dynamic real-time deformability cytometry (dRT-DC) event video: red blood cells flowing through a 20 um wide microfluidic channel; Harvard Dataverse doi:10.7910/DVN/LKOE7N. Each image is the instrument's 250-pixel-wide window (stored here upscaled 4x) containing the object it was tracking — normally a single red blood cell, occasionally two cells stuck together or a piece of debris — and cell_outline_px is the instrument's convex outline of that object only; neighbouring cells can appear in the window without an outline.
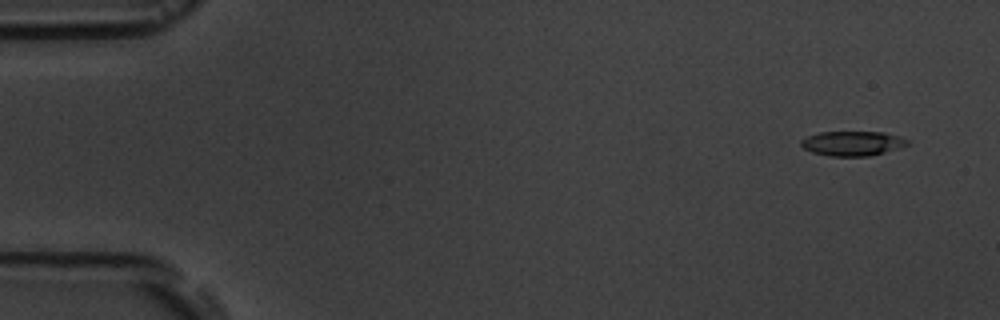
{"species": "common noctule bat (a hibernating species)", "species_latin": "Nyctalus noctula", "temperature_condition": "room temperature", "stored_images_in_passage": 5, "segment_of_instrument_passage": [2, 2], "camera_frame_rate_fps": 3000, "um_per_image_px": 0.085, "animal": {"sex": "male", "body_mass_g": 19.5, "forearm_length_mm": 54.6}, "frame": {"image": 1, "passage_image": 5, "time_ms": 6.0, "image_size_px": [1000, 320], "cell_outline_px": [[912, 144], [900, 148], [868, 156], [828, 156], [812, 152], [804, 148], [800, 144], [800, 140], [808, 136], [820, 132], [884, 132], [900, 136], [908, 140]], "centroid_in_image_um": [72.49, 12.19], "position_along_channel_um": 12.5, "area_um2": 15.37}}